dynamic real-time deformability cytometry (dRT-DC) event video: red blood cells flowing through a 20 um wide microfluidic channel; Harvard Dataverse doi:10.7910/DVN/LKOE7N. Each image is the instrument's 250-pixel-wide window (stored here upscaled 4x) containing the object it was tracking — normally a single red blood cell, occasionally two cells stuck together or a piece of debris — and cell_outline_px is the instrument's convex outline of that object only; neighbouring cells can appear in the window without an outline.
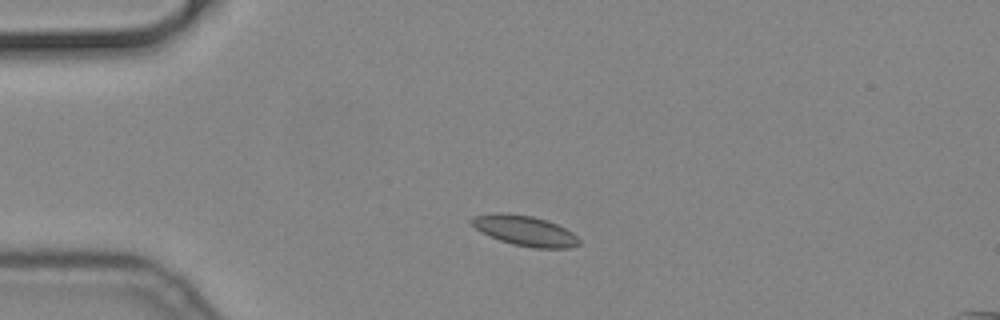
{"species": "common noctule bat (a hibernating species)", "species_latin": "Nyctalus noctula", "temperature_condition": "cold", "stored_images_in_passage": 13, "camera_frame_rate_fps": 3000, "um_per_image_px": 0.085, "animal": {"sex": "male", "body_mass_g": 19.2, "forearm_length_mm": 51.8}, "frame": {"image": 1, "passage_image": 9, "time_ms": 2.667, "image_size_px": [1000, 320], "cell_outline_px": [[580, 244], [572, 248], [532, 248], [512, 244], [500, 240], [480, 232], [468, 220], [472, 216], [496, 212], [504, 212], [532, 216], [548, 220], [572, 232], [580, 240]], "centroid_in_image_um": [44.59, 19.6], "position_along_channel_um": 40.4, "area_um2": 19.13}}